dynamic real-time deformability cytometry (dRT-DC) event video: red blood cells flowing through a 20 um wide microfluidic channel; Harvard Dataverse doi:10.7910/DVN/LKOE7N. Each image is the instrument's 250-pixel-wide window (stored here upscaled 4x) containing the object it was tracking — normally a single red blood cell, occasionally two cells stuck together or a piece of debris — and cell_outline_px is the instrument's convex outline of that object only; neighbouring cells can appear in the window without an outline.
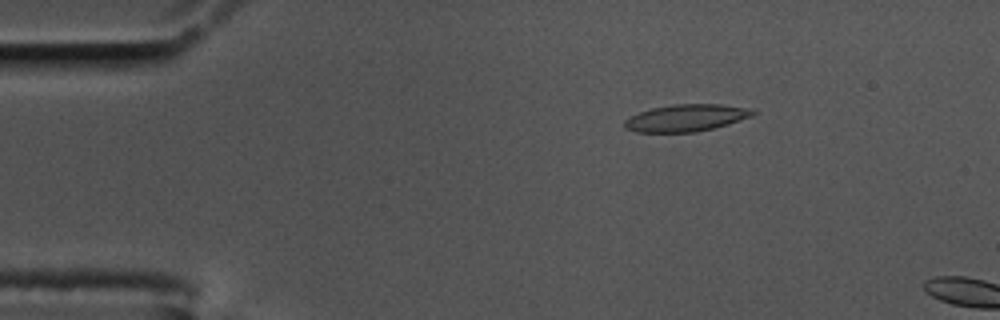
{"species": "common noctule bat (a hibernating species)", "species_latin": "Nyctalus noctula", "temperature_condition": "cold", "stored_images_in_passage": 12, "camera_frame_rate_fps": 3000, "um_per_image_px": 0.085, "animal": {"sex": "male", "body_mass_g": 17.5, "forearm_length_mm": 52.3}, "frame": {"image": 1, "passage_image": 9, "time_ms": 2.667, "image_size_px": [1000, 320], "cell_outline_px": [[756, 112], [752, 116], [728, 124], [696, 132], [636, 132], [624, 128], [624, 120], [640, 112], [652, 108], [672, 104], [720, 104], [756, 108]], "centroid_in_image_um": [58.36, 10.01], "position_along_channel_um": 26.6, "area_um2": 20.29}}